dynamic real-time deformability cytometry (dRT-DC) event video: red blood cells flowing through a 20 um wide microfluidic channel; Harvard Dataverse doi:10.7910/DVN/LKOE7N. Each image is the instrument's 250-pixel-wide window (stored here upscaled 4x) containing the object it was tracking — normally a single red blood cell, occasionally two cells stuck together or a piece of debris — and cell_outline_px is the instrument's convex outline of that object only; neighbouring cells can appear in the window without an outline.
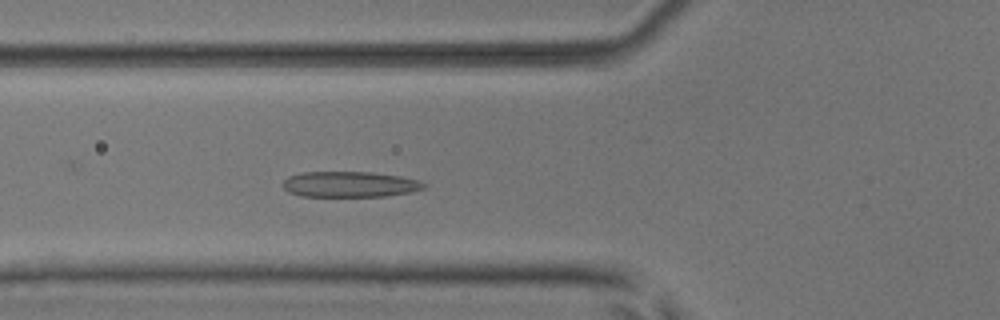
{"species": "common noctule bat (a hibernating species)", "species_latin": "Nyctalus noctula", "temperature_condition": "room temperature", "stored_images_in_passage": 52, "camera_frame_rate_fps": 3000, "um_per_image_px": 0.085, "animal": {"sex": "male", "body_mass_g": 17.9, "forearm_length_mm": 54.2}, "frame": {"image": 1, "passage_image": 19, "time_ms": 6.0, "image_size_px": [1000, 320], "cell_outline_px": [[428, 184], [424, 188], [412, 192], [388, 196], [300, 196], [288, 192], [284, 188], [284, 180], [288, 176], [304, 172], [372, 172], [400, 176], [416, 180]], "centroid_in_image_um": [29.74, 15.67], "position_along_channel_um": 96.1, "area_um2": 21.1}}
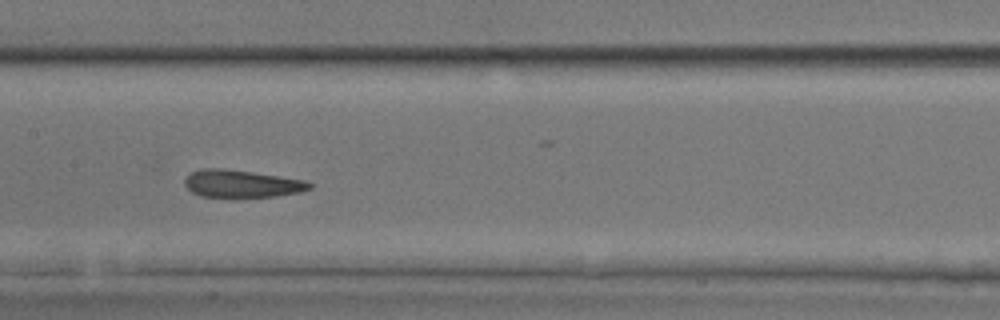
{"frame": {"image": 2, "passage_image": 26, "time_ms": 8.333, "image_size_px": [1000, 320], "cell_outline_px": [[312, 188], [300, 192], [276, 196], [232, 200], [200, 196], [192, 192], [184, 184], [184, 180], [192, 172], [204, 168], [224, 168], [252, 172], [304, 180], [312, 184]], "centroid_in_image_um": [20.52, 15.66], "position_along_channel_um": 186.9, "area_um2": 20.69}}
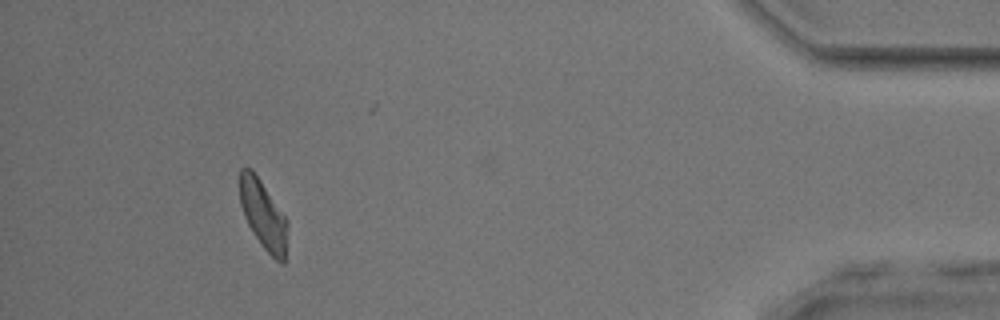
{"frame": {"image": 3, "passage_image": 48, "time_ms": 15.667, "image_size_px": [1000, 320], "cell_outline_px": [[288, 228], [284, 264], [280, 264], [260, 244], [252, 232], [244, 216], [240, 204], [240, 168], [252, 168], [288, 220]], "centroid_in_image_um": [22.39, 18.27], "position_along_channel_um": 412.8, "area_um2": 19.19}, "authors_computed_cell_mechanics": {"area_um2": 20.6924, "velocity_mm_per_s": 3.8976, "shape_relaxation_time_tau1_ms": 5.0744, "shape_relaxation_time_tau2_ms": 2.7295, "deformation_change_tau1": 0.1651, "deformation_change_tau2": 0.1094}}